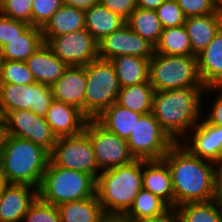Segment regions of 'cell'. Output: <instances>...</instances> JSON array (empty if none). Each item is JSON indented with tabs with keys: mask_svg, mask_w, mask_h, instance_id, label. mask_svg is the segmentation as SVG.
Masks as SVG:
<instances>
[{
	"mask_svg": "<svg viewBox=\"0 0 222 222\" xmlns=\"http://www.w3.org/2000/svg\"><path fill=\"white\" fill-rule=\"evenodd\" d=\"M168 165L174 191V207L216 199V163L192 155L181 142L162 158Z\"/></svg>",
	"mask_w": 222,
	"mask_h": 222,
	"instance_id": "6da1fadb",
	"label": "cell"
},
{
	"mask_svg": "<svg viewBox=\"0 0 222 222\" xmlns=\"http://www.w3.org/2000/svg\"><path fill=\"white\" fill-rule=\"evenodd\" d=\"M204 89L186 87L154 92L152 114L175 143H180L202 118Z\"/></svg>",
	"mask_w": 222,
	"mask_h": 222,
	"instance_id": "7a4b0ae2",
	"label": "cell"
},
{
	"mask_svg": "<svg viewBox=\"0 0 222 222\" xmlns=\"http://www.w3.org/2000/svg\"><path fill=\"white\" fill-rule=\"evenodd\" d=\"M143 160L103 170L96 179V196L105 215L119 221L131 208L142 189Z\"/></svg>",
	"mask_w": 222,
	"mask_h": 222,
	"instance_id": "3957f363",
	"label": "cell"
},
{
	"mask_svg": "<svg viewBox=\"0 0 222 222\" xmlns=\"http://www.w3.org/2000/svg\"><path fill=\"white\" fill-rule=\"evenodd\" d=\"M50 153L33 142L5 135L0 152V173L8 184H26L39 188Z\"/></svg>",
	"mask_w": 222,
	"mask_h": 222,
	"instance_id": "277c9868",
	"label": "cell"
},
{
	"mask_svg": "<svg viewBox=\"0 0 222 222\" xmlns=\"http://www.w3.org/2000/svg\"><path fill=\"white\" fill-rule=\"evenodd\" d=\"M95 195L96 179L92 175L58 167L50 161L38 188V197L55 206Z\"/></svg>",
	"mask_w": 222,
	"mask_h": 222,
	"instance_id": "5b68a950",
	"label": "cell"
},
{
	"mask_svg": "<svg viewBox=\"0 0 222 222\" xmlns=\"http://www.w3.org/2000/svg\"><path fill=\"white\" fill-rule=\"evenodd\" d=\"M149 83L154 91L205 88L195 55L171 56L155 53L149 61Z\"/></svg>",
	"mask_w": 222,
	"mask_h": 222,
	"instance_id": "8992f818",
	"label": "cell"
},
{
	"mask_svg": "<svg viewBox=\"0 0 222 222\" xmlns=\"http://www.w3.org/2000/svg\"><path fill=\"white\" fill-rule=\"evenodd\" d=\"M87 85L84 115L97 119L108 107L117 102L120 85L113 64L97 59L85 65Z\"/></svg>",
	"mask_w": 222,
	"mask_h": 222,
	"instance_id": "52a82bcc",
	"label": "cell"
},
{
	"mask_svg": "<svg viewBox=\"0 0 222 222\" xmlns=\"http://www.w3.org/2000/svg\"><path fill=\"white\" fill-rule=\"evenodd\" d=\"M49 158L55 166L88 173L95 179L101 172L89 135L84 130L77 135L59 137Z\"/></svg>",
	"mask_w": 222,
	"mask_h": 222,
	"instance_id": "ba28073f",
	"label": "cell"
},
{
	"mask_svg": "<svg viewBox=\"0 0 222 222\" xmlns=\"http://www.w3.org/2000/svg\"><path fill=\"white\" fill-rule=\"evenodd\" d=\"M135 159H162L175 142L162 129L152 112L142 114L127 138Z\"/></svg>",
	"mask_w": 222,
	"mask_h": 222,
	"instance_id": "9c48e42d",
	"label": "cell"
},
{
	"mask_svg": "<svg viewBox=\"0 0 222 222\" xmlns=\"http://www.w3.org/2000/svg\"><path fill=\"white\" fill-rule=\"evenodd\" d=\"M84 131L89 135L95 160L101 171L132 163L127 140L109 132L96 119H88Z\"/></svg>",
	"mask_w": 222,
	"mask_h": 222,
	"instance_id": "30bf717a",
	"label": "cell"
},
{
	"mask_svg": "<svg viewBox=\"0 0 222 222\" xmlns=\"http://www.w3.org/2000/svg\"><path fill=\"white\" fill-rule=\"evenodd\" d=\"M53 100L49 85L0 84V117L15 110H31L44 117Z\"/></svg>",
	"mask_w": 222,
	"mask_h": 222,
	"instance_id": "8fae6325",
	"label": "cell"
},
{
	"mask_svg": "<svg viewBox=\"0 0 222 222\" xmlns=\"http://www.w3.org/2000/svg\"><path fill=\"white\" fill-rule=\"evenodd\" d=\"M45 43L68 67L99 59L98 42L86 29L50 37Z\"/></svg>",
	"mask_w": 222,
	"mask_h": 222,
	"instance_id": "7c38bea8",
	"label": "cell"
},
{
	"mask_svg": "<svg viewBox=\"0 0 222 222\" xmlns=\"http://www.w3.org/2000/svg\"><path fill=\"white\" fill-rule=\"evenodd\" d=\"M6 135L26 139L37 144L49 153L57 142L49 124L43 116L37 115L31 110H15L6 113L2 117Z\"/></svg>",
	"mask_w": 222,
	"mask_h": 222,
	"instance_id": "4fadbf2b",
	"label": "cell"
},
{
	"mask_svg": "<svg viewBox=\"0 0 222 222\" xmlns=\"http://www.w3.org/2000/svg\"><path fill=\"white\" fill-rule=\"evenodd\" d=\"M155 45L132 31L127 24L98 42L99 59L108 60L120 56H137L150 60Z\"/></svg>",
	"mask_w": 222,
	"mask_h": 222,
	"instance_id": "5bb4252c",
	"label": "cell"
},
{
	"mask_svg": "<svg viewBox=\"0 0 222 222\" xmlns=\"http://www.w3.org/2000/svg\"><path fill=\"white\" fill-rule=\"evenodd\" d=\"M190 131L180 140L183 141L181 145L194 156L219 163L222 160V127L211 125L201 118ZM189 133L193 135L190 137Z\"/></svg>",
	"mask_w": 222,
	"mask_h": 222,
	"instance_id": "9a60e30c",
	"label": "cell"
},
{
	"mask_svg": "<svg viewBox=\"0 0 222 222\" xmlns=\"http://www.w3.org/2000/svg\"><path fill=\"white\" fill-rule=\"evenodd\" d=\"M37 198L38 188L5 183L0 191V222H22Z\"/></svg>",
	"mask_w": 222,
	"mask_h": 222,
	"instance_id": "2e32d148",
	"label": "cell"
},
{
	"mask_svg": "<svg viewBox=\"0 0 222 222\" xmlns=\"http://www.w3.org/2000/svg\"><path fill=\"white\" fill-rule=\"evenodd\" d=\"M86 85L85 66H70L51 86L53 98L77 107L84 114Z\"/></svg>",
	"mask_w": 222,
	"mask_h": 222,
	"instance_id": "e0dca14e",
	"label": "cell"
},
{
	"mask_svg": "<svg viewBox=\"0 0 222 222\" xmlns=\"http://www.w3.org/2000/svg\"><path fill=\"white\" fill-rule=\"evenodd\" d=\"M57 138L80 134L88 118L77 107L53 100L44 116Z\"/></svg>",
	"mask_w": 222,
	"mask_h": 222,
	"instance_id": "ac0fdd59",
	"label": "cell"
},
{
	"mask_svg": "<svg viewBox=\"0 0 222 222\" xmlns=\"http://www.w3.org/2000/svg\"><path fill=\"white\" fill-rule=\"evenodd\" d=\"M142 188L174 207L171 172L163 159L143 160Z\"/></svg>",
	"mask_w": 222,
	"mask_h": 222,
	"instance_id": "d6986e66",
	"label": "cell"
},
{
	"mask_svg": "<svg viewBox=\"0 0 222 222\" xmlns=\"http://www.w3.org/2000/svg\"><path fill=\"white\" fill-rule=\"evenodd\" d=\"M25 63L32 73L36 83L52 86L63 74L68 66L61 61L44 43Z\"/></svg>",
	"mask_w": 222,
	"mask_h": 222,
	"instance_id": "ffe728a7",
	"label": "cell"
},
{
	"mask_svg": "<svg viewBox=\"0 0 222 222\" xmlns=\"http://www.w3.org/2000/svg\"><path fill=\"white\" fill-rule=\"evenodd\" d=\"M197 58L198 74L205 87H222V28Z\"/></svg>",
	"mask_w": 222,
	"mask_h": 222,
	"instance_id": "44dd1931",
	"label": "cell"
},
{
	"mask_svg": "<svg viewBox=\"0 0 222 222\" xmlns=\"http://www.w3.org/2000/svg\"><path fill=\"white\" fill-rule=\"evenodd\" d=\"M184 26L190 38L192 55H198L222 28V19L214 14L188 17Z\"/></svg>",
	"mask_w": 222,
	"mask_h": 222,
	"instance_id": "7402d4cb",
	"label": "cell"
},
{
	"mask_svg": "<svg viewBox=\"0 0 222 222\" xmlns=\"http://www.w3.org/2000/svg\"><path fill=\"white\" fill-rule=\"evenodd\" d=\"M61 222H111L97 196L65 202L57 206Z\"/></svg>",
	"mask_w": 222,
	"mask_h": 222,
	"instance_id": "603a6c76",
	"label": "cell"
},
{
	"mask_svg": "<svg viewBox=\"0 0 222 222\" xmlns=\"http://www.w3.org/2000/svg\"><path fill=\"white\" fill-rule=\"evenodd\" d=\"M84 13L85 29L92 34L97 42L126 24L124 18L100 3L84 10Z\"/></svg>",
	"mask_w": 222,
	"mask_h": 222,
	"instance_id": "cb8c5ba5",
	"label": "cell"
},
{
	"mask_svg": "<svg viewBox=\"0 0 222 222\" xmlns=\"http://www.w3.org/2000/svg\"><path fill=\"white\" fill-rule=\"evenodd\" d=\"M84 29V10L62 5L42 28L43 40Z\"/></svg>",
	"mask_w": 222,
	"mask_h": 222,
	"instance_id": "d4e9b609",
	"label": "cell"
},
{
	"mask_svg": "<svg viewBox=\"0 0 222 222\" xmlns=\"http://www.w3.org/2000/svg\"><path fill=\"white\" fill-rule=\"evenodd\" d=\"M149 61L143 57L120 55L110 60L120 87L149 83Z\"/></svg>",
	"mask_w": 222,
	"mask_h": 222,
	"instance_id": "484cf974",
	"label": "cell"
},
{
	"mask_svg": "<svg viewBox=\"0 0 222 222\" xmlns=\"http://www.w3.org/2000/svg\"><path fill=\"white\" fill-rule=\"evenodd\" d=\"M44 43L42 29L30 25L20 37L1 48L2 59L25 61Z\"/></svg>",
	"mask_w": 222,
	"mask_h": 222,
	"instance_id": "4316f807",
	"label": "cell"
},
{
	"mask_svg": "<svg viewBox=\"0 0 222 222\" xmlns=\"http://www.w3.org/2000/svg\"><path fill=\"white\" fill-rule=\"evenodd\" d=\"M141 115L115 102L96 120L109 132L127 140Z\"/></svg>",
	"mask_w": 222,
	"mask_h": 222,
	"instance_id": "83f0119b",
	"label": "cell"
},
{
	"mask_svg": "<svg viewBox=\"0 0 222 222\" xmlns=\"http://www.w3.org/2000/svg\"><path fill=\"white\" fill-rule=\"evenodd\" d=\"M154 92L150 83L120 87L117 103L139 114L150 113Z\"/></svg>",
	"mask_w": 222,
	"mask_h": 222,
	"instance_id": "f1b7e54d",
	"label": "cell"
},
{
	"mask_svg": "<svg viewBox=\"0 0 222 222\" xmlns=\"http://www.w3.org/2000/svg\"><path fill=\"white\" fill-rule=\"evenodd\" d=\"M126 24L132 31L154 45L158 43L164 29L155 10L138 7L130 14Z\"/></svg>",
	"mask_w": 222,
	"mask_h": 222,
	"instance_id": "f546056e",
	"label": "cell"
},
{
	"mask_svg": "<svg viewBox=\"0 0 222 222\" xmlns=\"http://www.w3.org/2000/svg\"><path fill=\"white\" fill-rule=\"evenodd\" d=\"M176 209L180 222H222V208L217 199L185 203Z\"/></svg>",
	"mask_w": 222,
	"mask_h": 222,
	"instance_id": "4dcf8cb0",
	"label": "cell"
},
{
	"mask_svg": "<svg viewBox=\"0 0 222 222\" xmlns=\"http://www.w3.org/2000/svg\"><path fill=\"white\" fill-rule=\"evenodd\" d=\"M169 207L170 206L158 196L142 188L135 197L131 208L119 222H134L145 217L159 215Z\"/></svg>",
	"mask_w": 222,
	"mask_h": 222,
	"instance_id": "1f68e13d",
	"label": "cell"
},
{
	"mask_svg": "<svg viewBox=\"0 0 222 222\" xmlns=\"http://www.w3.org/2000/svg\"><path fill=\"white\" fill-rule=\"evenodd\" d=\"M155 53L171 56L192 55L190 38L184 25L163 29Z\"/></svg>",
	"mask_w": 222,
	"mask_h": 222,
	"instance_id": "d6a6232c",
	"label": "cell"
},
{
	"mask_svg": "<svg viewBox=\"0 0 222 222\" xmlns=\"http://www.w3.org/2000/svg\"><path fill=\"white\" fill-rule=\"evenodd\" d=\"M36 83L25 61L3 60L0 84L28 85Z\"/></svg>",
	"mask_w": 222,
	"mask_h": 222,
	"instance_id": "836d02e7",
	"label": "cell"
},
{
	"mask_svg": "<svg viewBox=\"0 0 222 222\" xmlns=\"http://www.w3.org/2000/svg\"><path fill=\"white\" fill-rule=\"evenodd\" d=\"M22 221L25 222H61L58 207L43 202L39 197L30 206Z\"/></svg>",
	"mask_w": 222,
	"mask_h": 222,
	"instance_id": "e575fe53",
	"label": "cell"
},
{
	"mask_svg": "<svg viewBox=\"0 0 222 222\" xmlns=\"http://www.w3.org/2000/svg\"><path fill=\"white\" fill-rule=\"evenodd\" d=\"M62 5V0H33L31 26L42 29Z\"/></svg>",
	"mask_w": 222,
	"mask_h": 222,
	"instance_id": "d590c367",
	"label": "cell"
},
{
	"mask_svg": "<svg viewBox=\"0 0 222 222\" xmlns=\"http://www.w3.org/2000/svg\"><path fill=\"white\" fill-rule=\"evenodd\" d=\"M155 11L164 29L179 27L185 23L186 16L176 0H165Z\"/></svg>",
	"mask_w": 222,
	"mask_h": 222,
	"instance_id": "8d00e7d4",
	"label": "cell"
},
{
	"mask_svg": "<svg viewBox=\"0 0 222 222\" xmlns=\"http://www.w3.org/2000/svg\"><path fill=\"white\" fill-rule=\"evenodd\" d=\"M33 0H0V14L31 25Z\"/></svg>",
	"mask_w": 222,
	"mask_h": 222,
	"instance_id": "74e56055",
	"label": "cell"
},
{
	"mask_svg": "<svg viewBox=\"0 0 222 222\" xmlns=\"http://www.w3.org/2000/svg\"><path fill=\"white\" fill-rule=\"evenodd\" d=\"M30 25L0 14V48L20 37Z\"/></svg>",
	"mask_w": 222,
	"mask_h": 222,
	"instance_id": "f35d334b",
	"label": "cell"
},
{
	"mask_svg": "<svg viewBox=\"0 0 222 222\" xmlns=\"http://www.w3.org/2000/svg\"><path fill=\"white\" fill-rule=\"evenodd\" d=\"M183 14L196 17L215 13V0H176Z\"/></svg>",
	"mask_w": 222,
	"mask_h": 222,
	"instance_id": "ab89813d",
	"label": "cell"
},
{
	"mask_svg": "<svg viewBox=\"0 0 222 222\" xmlns=\"http://www.w3.org/2000/svg\"><path fill=\"white\" fill-rule=\"evenodd\" d=\"M99 3L125 20L137 7L136 0H99Z\"/></svg>",
	"mask_w": 222,
	"mask_h": 222,
	"instance_id": "60d3db41",
	"label": "cell"
},
{
	"mask_svg": "<svg viewBox=\"0 0 222 222\" xmlns=\"http://www.w3.org/2000/svg\"><path fill=\"white\" fill-rule=\"evenodd\" d=\"M214 90L218 91L217 95H219L214 99L215 101L212 104L209 114L206 117L203 115V119L211 125L222 127V87H205L204 92L208 93V91H212L213 93Z\"/></svg>",
	"mask_w": 222,
	"mask_h": 222,
	"instance_id": "b9f144b4",
	"label": "cell"
},
{
	"mask_svg": "<svg viewBox=\"0 0 222 222\" xmlns=\"http://www.w3.org/2000/svg\"><path fill=\"white\" fill-rule=\"evenodd\" d=\"M134 222H180L176 207H169L159 215L145 217Z\"/></svg>",
	"mask_w": 222,
	"mask_h": 222,
	"instance_id": "7bdbcfd3",
	"label": "cell"
},
{
	"mask_svg": "<svg viewBox=\"0 0 222 222\" xmlns=\"http://www.w3.org/2000/svg\"><path fill=\"white\" fill-rule=\"evenodd\" d=\"M63 5L87 10L99 4V0H62Z\"/></svg>",
	"mask_w": 222,
	"mask_h": 222,
	"instance_id": "ee69618b",
	"label": "cell"
},
{
	"mask_svg": "<svg viewBox=\"0 0 222 222\" xmlns=\"http://www.w3.org/2000/svg\"><path fill=\"white\" fill-rule=\"evenodd\" d=\"M165 0H136L138 8L156 10Z\"/></svg>",
	"mask_w": 222,
	"mask_h": 222,
	"instance_id": "f6af8a7d",
	"label": "cell"
},
{
	"mask_svg": "<svg viewBox=\"0 0 222 222\" xmlns=\"http://www.w3.org/2000/svg\"><path fill=\"white\" fill-rule=\"evenodd\" d=\"M6 132H5V125L3 119L0 117V152L2 151L3 142L5 138Z\"/></svg>",
	"mask_w": 222,
	"mask_h": 222,
	"instance_id": "bcb514c9",
	"label": "cell"
},
{
	"mask_svg": "<svg viewBox=\"0 0 222 222\" xmlns=\"http://www.w3.org/2000/svg\"><path fill=\"white\" fill-rule=\"evenodd\" d=\"M217 185H222V160L216 164Z\"/></svg>",
	"mask_w": 222,
	"mask_h": 222,
	"instance_id": "7dc6e473",
	"label": "cell"
},
{
	"mask_svg": "<svg viewBox=\"0 0 222 222\" xmlns=\"http://www.w3.org/2000/svg\"><path fill=\"white\" fill-rule=\"evenodd\" d=\"M215 13L222 19V0H215Z\"/></svg>",
	"mask_w": 222,
	"mask_h": 222,
	"instance_id": "c3c4849f",
	"label": "cell"
},
{
	"mask_svg": "<svg viewBox=\"0 0 222 222\" xmlns=\"http://www.w3.org/2000/svg\"><path fill=\"white\" fill-rule=\"evenodd\" d=\"M216 199L219 202V205L222 208V185H217V196Z\"/></svg>",
	"mask_w": 222,
	"mask_h": 222,
	"instance_id": "681fc988",
	"label": "cell"
},
{
	"mask_svg": "<svg viewBox=\"0 0 222 222\" xmlns=\"http://www.w3.org/2000/svg\"><path fill=\"white\" fill-rule=\"evenodd\" d=\"M4 184H5V182H4L3 176L0 173V191H1V188Z\"/></svg>",
	"mask_w": 222,
	"mask_h": 222,
	"instance_id": "f907efd6",
	"label": "cell"
},
{
	"mask_svg": "<svg viewBox=\"0 0 222 222\" xmlns=\"http://www.w3.org/2000/svg\"><path fill=\"white\" fill-rule=\"evenodd\" d=\"M2 61H3V59H2V51H1V48H0V69H1Z\"/></svg>",
	"mask_w": 222,
	"mask_h": 222,
	"instance_id": "816d5d0a",
	"label": "cell"
}]
</instances>
